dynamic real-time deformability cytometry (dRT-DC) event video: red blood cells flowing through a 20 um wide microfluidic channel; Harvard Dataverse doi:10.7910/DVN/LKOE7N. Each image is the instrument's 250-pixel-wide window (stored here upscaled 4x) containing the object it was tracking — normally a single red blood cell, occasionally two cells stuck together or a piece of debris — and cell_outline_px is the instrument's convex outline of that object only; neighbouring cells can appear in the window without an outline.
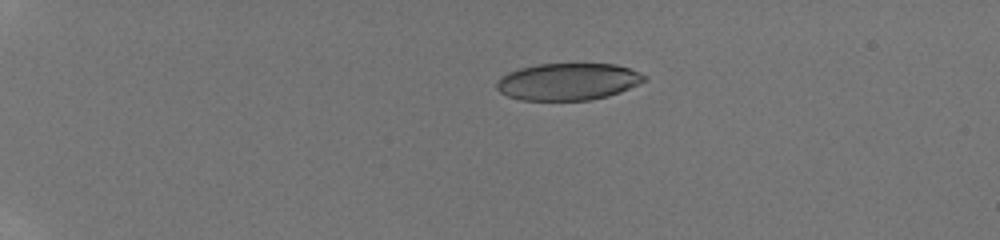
{"species": "human", "species_latin": "Homo sapiens", "temperature_condition": "room temperature", "stored_images_in_passage": 27, "camera_frame_rate_fps": 3000, "um_per_image_px": 0.085, "donor": {"sex": "male"}, "frame": {"image": 1, "passage_image": 1, "time_ms": 0.0, "image_size_px": [1000, 240], "cell_outline_px": [[648, 80], [620, 92], [608, 96], [588, 100], [520, 100], [508, 96], [500, 92], [496, 88], [496, 80], [500, 76], [508, 72], [520, 68], [536, 64], [616, 64], [628, 68], [648, 76]], "centroid_in_image_um": [48.27, 6.94], "position_along_channel_um": 36.7, "area_um2": 32.02}}
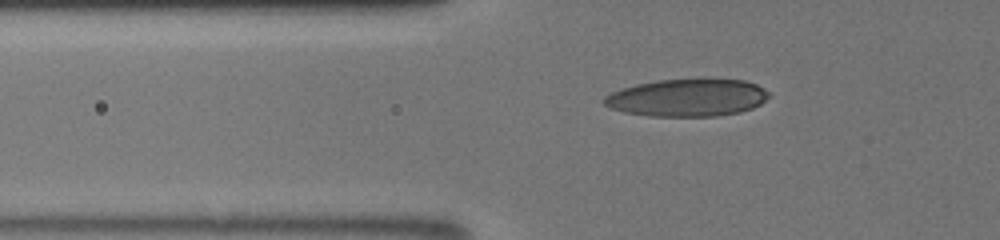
{"frame": {"image": 2, "passage_image": 15, "time_ms": 2.667, "image_size_px": [1000, 240], "cell_outline_px": [[772, 96], [760, 104], [752, 108], [740, 112], [716, 116], [652, 116], [624, 112], [612, 108], [604, 104], [604, 96], [612, 92], [636, 84], [660, 80], [744, 80], [756, 84], [764, 88]], "centroid_in_image_um": [58.46, 8.31], "position_along_channel_um": 67.3, "area_um2": 35.6}}
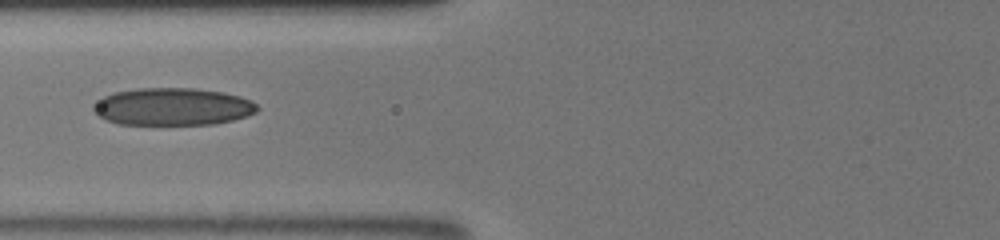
{"frame": {"image": 3, "passage_image": 22, "time_ms": 4.0, "image_size_px": [1000, 240], "cell_outline_px": [[260, 108], [256, 112], [248, 116], [232, 120], [212, 124], [116, 124], [100, 116], [92, 108], [104, 96], [112, 92], [136, 88], [192, 88], [224, 92], [240, 96], [252, 100]], "centroid_in_image_um": [14.72, 9.06], "position_along_channel_um": 111.1, "area_um2": 35.72}}